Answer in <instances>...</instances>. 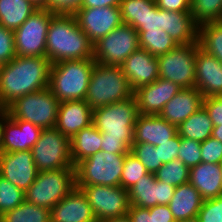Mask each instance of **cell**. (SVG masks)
<instances>
[{"label": "cell", "mask_w": 222, "mask_h": 222, "mask_svg": "<svg viewBox=\"0 0 222 222\" xmlns=\"http://www.w3.org/2000/svg\"><path fill=\"white\" fill-rule=\"evenodd\" d=\"M220 167H221V177H222V163L220 164Z\"/></svg>", "instance_id": "680465c9"}, {"label": "cell", "mask_w": 222, "mask_h": 222, "mask_svg": "<svg viewBox=\"0 0 222 222\" xmlns=\"http://www.w3.org/2000/svg\"><path fill=\"white\" fill-rule=\"evenodd\" d=\"M121 0H82L80 8L120 7Z\"/></svg>", "instance_id": "816d5d0a"}, {"label": "cell", "mask_w": 222, "mask_h": 222, "mask_svg": "<svg viewBox=\"0 0 222 222\" xmlns=\"http://www.w3.org/2000/svg\"><path fill=\"white\" fill-rule=\"evenodd\" d=\"M93 44L72 13H56L46 37V57L51 63L93 58Z\"/></svg>", "instance_id": "7a4b0ae2"}, {"label": "cell", "mask_w": 222, "mask_h": 222, "mask_svg": "<svg viewBox=\"0 0 222 222\" xmlns=\"http://www.w3.org/2000/svg\"><path fill=\"white\" fill-rule=\"evenodd\" d=\"M93 110L85 100L62 101L59 104L55 128L72 138L83 128L92 124Z\"/></svg>", "instance_id": "44dd1931"}, {"label": "cell", "mask_w": 222, "mask_h": 222, "mask_svg": "<svg viewBox=\"0 0 222 222\" xmlns=\"http://www.w3.org/2000/svg\"><path fill=\"white\" fill-rule=\"evenodd\" d=\"M130 152L139 159L149 173H156L163 165L159 161L158 150L148 143H133Z\"/></svg>", "instance_id": "ab89813d"}, {"label": "cell", "mask_w": 222, "mask_h": 222, "mask_svg": "<svg viewBox=\"0 0 222 222\" xmlns=\"http://www.w3.org/2000/svg\"><path fill=\"white\" fill-rule=\"evenodd\" d=\"M60 102L49 88L17 98L8 107L12 120H24L41 129L55 128Z\"/></svg>", "instance_id": "52a82bcc"}, {"label": "cell", "mask_w": 222, "mask_h": 222, "mask_svg": "<svg viewBox=\"0 0 222 222\" xmlns=\"http://www.w3.org/2000/svg\"><path fill=\"white\" fill-rule=\"evenodd\" d=\"M16 57L14 33L0 25V65Z\"/></svg>", "instance_id": "7bdbcfd3"}, {"label": "cell", "mask_w": 222, "mask_h": 222, "mask_svg": "<svg viewBox=\"0 0 222 222\" xmlns=\"http://www.w3.org/2000/svg\"><path fill=\"white\" fill-rule=\"evenodd\" d=\"M100 222H131L130 217L128 215L102 220Z\"/></svg>", "instance_id": "9f6ffc18"}, {"label": "cell", "mask_w": 222, "mask_h": 222, "mask_svg": "<svg viewBox=\"0 0 222 222\" xmlns=\"http://www.w3.org/2000/svg\"><path fill=\"white\" fill-rule=\"evenodd\" d=\"M51 222H97L88 199L76 186L50 210Z\"/></svg>", "instance_id": "ffe728a7"}, {"label": "cell", "mask_w": 222, "mask_h": 222, "mask_svg": "<svg viewBox=\"0 0 222 222\" xmlns=\"http://www.w3.org/2000/svg\"><path fill=\"white\" fill-rule=\"evenodd\" d=\"M211 136L222 143V122H218V126H214Z\"/></svg>", "instance_id": "db71d44e"}, {"label": "cell", "mask_w": 222, "mask_h": 222, "mask_svg": "<svg viewBox=\"0 0 222 222\" xmlns=\"http://www.w3.org/2000/svg\"><path fill=\"white\" fill-rule=\"evenodd\" d=\"M204 199L199 191L189 182L175 187V192L168 206L176 222L195 219Z\"/></svg>", "instance_id": "4316f807"}, {"label": "cell", "mask_w": 222, "mask_h": 222, "mask_svg": "<svg viewBox=\"0 0 222 222\" xmlns=\"http://www.w3.org/2000/svg\"><path fill=\"white\" fill-rule=\"evenodd\" d=\"M139 115L135 97L93 110L92 124L103 138H121L130 148L134 140V126Z\"/></svg>", "instance_id": "5b68a950"}, {"label": "cell", "mask_w": 222, "mask_h": 222, "mask_svg": "<svg viewBox=\"0 0 222 222\" xmlns=\"http://www.w3.org/2000/svg\"><path fill=\"white\" fill-rule=\"evenodd\" d=\"M127 215L131 222H176L168 205H156L150 208L129 206Z\"/></svg>", "instance_id": "d590c367"}, {"label": "cell", "mask_w": 222, "mask_h": 222, "mask_svg": "<svg viewBox=\"0 0 222 222\" xmlns=\"http://www.w3.org/2000/svg\"><path fill=\"white\" fill-rule=\"evenodd\" d=\"M189 183L200 193L204 200L222 195L220 164L201 162L190 168Z\"/></svg>", "instance_id": "484cf974"}, {"label": "cell", "mask_w": 222, "mask_h": 222, "mask_svg": "<svg viewBox=\"0 0 222 222\" xmlns=\"http://www.w3.org/2000/svg\"><path fill=\"white\" fill-rule=\"evenodd\" d=\"M161 29L160 9L155 5L152 11H148L143 26L138 27L137 31H149Z\"/></svg>", "instance_id": "f907efd6"}, {"label": "cell", "mask_w": 222, "mask_h": 222, "mask_svg": "<svg viewBox=\"0 0 222 222\" xmlns=\"http://www.w3.org/2000/svg\"><path fill=\"white\" fill-rule=\"evenodd\" d=\"M197 220L198 222H222V195L204 200Z\"/></svg>", "instance_id": "b9f144b4"}, {"label": "cell", "mask_w": 222, "mask_h": 222, "mask_svg": "<svg viewBox=\"0 0 222 222\" xmlns=\"http://www.w3.org/2000/svg\"><path fill=\"white\" fill-rule=\"evenodd\" d=\"M95 62L90 58L53 63L49 76V90L59 102L85 100Z\"/></svg>", "instance_id": "3957f363"}, {"label": "cell", "mask_w": 222, "mask_h": 222, "mask_svg": "<svg viewBox=\"0 0 222 222\" xmlns=\"http://www.w3.org/2000/svg\"><path fill=\"white\" fill-rule=\"evenodd\" d=\"M161 29L165 31L177 45L198 42L199 26L191 12H175L160 9Z\"/></svg>", "instance_id": "d4e9b609"}, {"label": "cell", "mask_w": 222, "mask_h": 222, "mask_svg": "<svg viewBox=\"0 0 222 222\" xmlns=\"http://www.w3.org/2000/svg\"><path fill=\"white\" fill-rule=\"evenodd\" d=\"M139 48L137 30L131 25L122 24L94 44L93 59L103 65L120 66Z\"/></svg>", "instance_id": "8fae6325"}, {"label": "cell", "mask_w": 222, "mask_h": 222, "mask_svg": "<svg viewBox=\"0 0 222 222\" xmlns=\"http://www.w3.org/2000/svg\"><path fill=\"white\" fill-rule=\"evenodd\" d=\"M159 9L175 12H191V0H155Z\"/></svg>", "instance_id": "c3c4849f"}, {"label": "cell", "mask_w": 222, "mask_h": 222, "mask_svg": "<svg viewBox=\"0 0 222 222\" xmlns=\"http://www.w3.org/2000/svg\"><path fill=\"white\" fill-rule=\"evenodd\" d=\"M52 63L47 57L16 56L0 65V107L49 85Z\"/></svg>", "instance_id": "6da1fadb"}, {"label": "cell", "mask_w": 222, "mask_h": 222, "mask_svg": "<svg viewBox=\"0 0 222 222\" xmlns=\"http://www.w3.org/2000/svg\"><path fill=\"white\" fill-rule=\"evenodd\" d=\"M213 128V122L206 109L202 106L179 125L178 134L181 138L203 142L211 137Z\"/></svg>", "instance_id": "f546056e"}, {"label": "cell", "mask_w": 222, "mask_h": 222, "mask_svg": "<svg viewBox=\"0 0 222 222\" xmlns=\"http://www.w3.org/2000/svg\"><path fill=\"white\" fill-rule=\"evenodd\" d=\"M178 222H198L197 218L185 221H178Z\"/></svg>", "instance_id": "6f0895ef"}, {"label": "cell", "mask_w": 222, "mask_h": 222, "mask_svg": "<svg viewBox=\"0 0 222 222\" xmlns=\"http://www.w3.org/2000/svg\"><path fill=\"white\" fill-rule=\"evenodd\" d=\"M181 89L177 84L160 77L151 84L139 87L134 91L139 114L159 115L164 105Z\"/></svg>", "instance_id": "e0dca14e"}, {"label": "cell", "mask_w": 222, "mask_h": 222, "mask_svg": "<svg viewBox=\"0 0 222 222\" xmlns=\"http://www.w3.org/2000/svg\"><path fill=\"white\" fill-rule=\"evenodd\" d=\"M204 96L197 88H182L170 101H168L159 116L167 122L179 127L193 113L203 106Z\"/></svg>", "instance_id": "7402d4cb"}, {"label": "cell", "mask_w": 222, "mask_h": 222, "mask_svg": "<svg viewBox=\"0 0 222 222\" xmlns=\"http://www.w3.org/2000/svg\"><path fill=\"white\" fill-rule=\"evenodd\" d=\"M82 0H49V10L56 13H73Z\"/></svg>", "instance_id": "681fc988"}, {"label": "cell", "mask_w": 222, "mask_h": 222, "mask_svg": "<svg viewBox=\"0 0 222 222\" xmlns=\"http://www.w3.org/2000/svg\"><path fill=\"white\" fill-rule=\"evenodd\" d=\"M97 222L127 215L129 210L128 191L121 186H81Z\"/></svg>", "instance_id": "4fadbf2b"}, {"label": "cell", "mask_w": 222, "mask_h": 222, "mask_svg": "<svg viewBox=\"0 0 222 222\" xmlns=\"http://www.w3.org/2000/svg\"><path fill=\"white\" fill-rule=\"evenodd\" d=\"M178 134V127L167 122L159 115L139 114L134 126L133 143L161 145Z\"/></svg>", "instance_id": "cb8c5ba5"}, {"label": "cell", "mask_w": 222, "mask_h": 222, "mask_svg": "<svg viewBox=\"0 0 222 222\" xmlns=\"http://www.w3.org/2000/svg\"><path fill=\"white\" fill-rule=\"evenodd\" d=\"M31 152L38 172L75 168L70 138L56 128L43 129Z\"/></svg>", "instance_id": "9c48e42d"}, {"label": "cell", "mask_w": 222, "mask_h": 222, "mask_svg": "<svg viewBox=\"0 0 222 222\" xmlns=\"http://www.w3.org/2000/svg\"><path fill=\"white\" fill-rule=\"evenodd\" d=\"M195 88L204 98L222 95V62L204 51L197 42Z\"/></svg>", "instance_id": "ac0fdd59"}, {"label": "cell", "mask_w": 222, "mask_h": 222, "mask_svg": "<svg viewBox=\"0 0 222 222\" xmlns=\"http://www.w3.org/2000/svg\"><path fill=\"white\" fill-rule=\"evenodd\" d=\"M201 153V162L222 163V143L212 136L201 142Z\"/></svg>", "instance_id": "ee69618b"}, {"label": "cell", "mask_w": 222, "mask_h": 222, "mask_svg": "<svg viewBox=\"0 0 222 222\" xmlns=\"http://www.w3.org/2000/svg\"><path fill=\"white\" fill-rule=\"evenodd\" d=\"M137 32L139 47L155 57L164 55L177 46L176 42L162 29Z\"/></svg>", "instance_id": "4dcf8cb0"}, {"label": "cell", "mask_w": 222, "mask_h": 222, "mask_svg": "<svg viewBox=\"0 0 222 222\" xmlns=\"http://www.w3.org/2000/svg\"><path fill=\"white\" fill-rule=\"evenodd\" d=\"M43 129L24 120L4 122L2 152L28 151L38 141Z\"/></svg>", "instance_id": "603a6c76"}, {"label": "cell", "mask_w": 222, "mask_h": 222, "mask_svg": "<svg viewBox=\"0 0 222 222\" xmlns=\"http://www.w3.org/2000/svg\"><path fill=\"white\" fill-rule=\"evenodd\" d=\"M37 174L31 150L0 153V175L24 192Z\"/></svg>", "instance_id": "9a60e30c"}, {"label": "cell", "mask_w": 222, "mask_h": 222, "mask_svg": "<svg viewBox=\"0 0 222 222\" xmlns=\"http://www.w3.org/2000/svg\"><path fill=\"white\" fill-rule=\"evenodd\" d=\"M102 133L93 125L83 128L70 139L73 166L101 151Z\"/></svg>", "instance_id": "83f0119b"}, {"label": "cell", "mask_w": 222, "mask_h": 222, "mask_svg": "<svg viewBox=\"0 0 222 222\" xmlns=\"http://www.w3.org/2000/svg\"><path fill=\"white\" fill-rule=\"evenodd\" d=\"M149 172L145 166L131 152L126 153L124 167L121 174V187L125 190L132 188L140 178L147 175Z\"/></svg>", "instance_id": "f35d334b"}, {"label": "cell", "mask_w": 222, "mask_h": 222, "mask_svg": "<svg viewBox=\"0 0 222 222\" xmlns=\"http://www.w3.org/2000/svg\"><path fill=\"white\" fill-rule=\"evenodd\" d=\"M191 15L198 26L222 21V0H191Z\"/></svg>", "instance_id": "e575fe53"}, {"label": "cell", "mask_w": 222, "mask_h": 222, "mask_svg": "<svg viewBox=\"0 0 222 222\" xmlns=\"http://www.w3.org/2000/svg\"><path fill=\"white\" fill-rule=\"evenodd\" d=\"M0 222H51L50 210L24 201L0 216Z\"/></svg>", "instance_id": "1f68e13d"}, {"label": "cell", "mask_w": 222, "mask_h": 222, "mask_svg": "<svg viewBox=\"0 0 222 222\" xmlns=\"http://www.w3.org/2000/svg\"><path fill=\"white\" fill-rule=\"evenodd\" d=\"M130 147L121 138H103L101 151L113 154H126L130 152Z\"/></svg>", "instance_id": "7dc6e473"}, {"label": "cell", "mask_w": 222, "mask_h": 222, "mask_svg": "<svg viewBox=\"0 0 222 222\" xmlns=\"http://www.w3.org/2000/svg\"><path fill=\"white\" fill-rule=\"evenodd\" d=\"M201 142L181 138L180 150L178 153V159L181 160L187 167L201 163Z\"/></svg>", "instance_id": "60d3db41"}, {"label": "cell", "mask_w": 222, "mask_h": 222, "mask_svg": "<svg viewBox=\"0 0 222 222\" xmlns=\"http://www.w3.org/2000/svg\"><path fill=\"white\" fill-rule=\"evenodd\" d=\"M120 66L134 91L159 78L158 58L141 48L128 56Z\"/></svg>", "instance_id": "d6986e66"}, {"label": "cell", "mask_w": 222, "mask_h": 222, "mask_svg": "<svg viewBox=\"0 0 222 222\" xmlns=\"http://www.w3.org/2000/svg\"><path fill=\"white\" fill-rule=\"evenodd\" d=\"M197 42L177 45L158 58L159 77L181 88L195 87Z\"/></svg>", "instance_id": "7c38bea8"}, {"label": "cell", "mask_w": 222, "mask_h": 222, "mask_svg": "<svg viewBox=\"0 0 222 222\" xmlns=\"http://www.w3.org/2000/svg\"><path fill=\"white\" fill-rule=\"evenodd\" d=\"M203 107L209 114L214 126H218V122H222V95L204 98Z\"/></svg>", "instance_id": "bcb514c9"}, {"label": "cell", "mask_w": 222, "mask_h": 222, "mask_svg": "<svg viewBox=\"0 0 222 222\" xmlns=\"http://www.w3.org/2000/svg\"><path fill=\"white\" fill-rule=\"evenodd\" d=\"M8 117V109L6 107H0V153L2 152L4 122Z\"/></svg>", "instance_id": "f5cc1de1"}, {"label": "cell", "mask_w": 222, "mask_h": 222, "mask_svg": "<svg viewBox=\"0 0 222 222\" xmlns=\"http://www.w3.org/2000/svg\"><path fill=\"white\" fill-rule=\"evenodd\" d=\"M76 186L75 168L38 172L25 201L51 210Z\"/></svg>", "instance_id": "ba28073f"}, {"label": "cell", "mask_w": 222, "mask_h": 222, "mask_svg": "<svg viewBox=\"0 0 222 222\" xmlns=\"http://www.w3.org/2000/svg\"><path fill=\"white\" fill-rule=\"evenodd\" d=\"M55 14L49 9H38L13 31L16 56L46 57V37Z\"/></svg>", "instance_id": "30bf717a"}, {"label": "cell", "mask_w": 222, "mask_h": 222, "mask_svg": "<svg viewBox=\"0 0 222 222\" xmlns=\"http://www.w3.org/2000/svg\"><path fill=\"white\" fill-rule=\"evenodd\" d=\"M72 14L93 45L123 24L120 7L78 8Z\"/></svg>", "instance_id": "5bb4252c"}, {"label": "cell", "mask_w": 222, "mask_h": 222, "mask_svg": "<svg viewBox=\"0 0 222 222\" xmlns=\"http://www.w3.org/2000/svg\"><path fill=\"white\" fill-rule=\"evenodd\" d=\"M198 42L204 51L222 62V21L200 25Z\"/></svg>", "instance_id": "d6a6232c"}, {"label": "cell", "mask_w": 222, "mask_h": 222, "mask_svg": "<svg viewBox=\"0 0 222 222\" xmlns=\"http://www.w3.org/2000/svg\"><path fill=\"white\" fill-rule=\"evenodd\" d=\"M133 96L134 90L121 66L95 62L85 98L92 110Z\"/></svg>", "instance_id": "277c9868"}, {"label": "cell", "mask_w": 222, "mask_h": 222, "mask_svg": "<svg viewBox=\"0 0 222 222\" xmlns=\"http://www.w3.org/2000/svg\"><path fill=\"white\" fill-rule=\"evenodd\" d=\"M174 192L175 186L156 180L154 173H148L128 190L129 203L142 208L168 205Z\"/></svg>", "instance_id": "2e32d148"}, {"label": "cell", "mask_w": 222, "mask_h": 222, "mask_svg": "<svg viewBox=\"0 0 222 222\" xmlns=\"http://www.w3.org/2000/svg\"><path fill=\"white\" fill-rule=\"evenodd\" d=\"M126 154L98 151L75 166L76 187L103 185L121 186Z\"/></svg>", "instance_id": "8992f818"}, {"label": "cell", "mask_w": 222, "mask_h": 222, "mask_svg": "<svg viewBox=\"0 0 222 222\" xmlns=\"http://www.w3.org/2000/svg\"><path fill=\"white\" fill-rule=\"evenodd\" d=\"M181 137L177 134L174 138L155 146L158 150L159 161L163 164L178 158Z\"/></svg>", "instance_id": "f6af8a7d"}, {"label": "cell", "mask_w": 222, "mask_h": 222, "mask_svg": "<svg viewBox=\"0 0 222 222\" xmlns=\"http://www.w3.org/2000/svg\"><path fill=\"white\" fill-rule=\"evenodd\" d=\"M39 9H49V0H29Z\"/></svg>", "instance_id": "11a10c76"}, {"label": "cell", "mask_w": 222, "mask_h": 222, "mask_svg": "<svg viewBox=\"0 0 222 222\" xmlns=\"http://www.w3.org/2000/svg\"><path fill=\"white\" fill-rule=\"evenodd\" d=\"M189 174L190 168L177 158L163 164L155 173V178L167 185L177 187L189 182Z\"/></svg>", "instance_id": "8d00e7d4"}, {"label": "cell", "mask_w": 222, "mask_h": 222, "mask_svg": "<svg viewBox=\"0 0 222 222\" xmlns=\"http://www.w3.org/2000/svg\"><path fill=\"white\" fill-rule=\"evenodd\" d=\"M38 9L29 0H0V25L15 31Z\"/></svg>", "instance_id": "f1b7e54d"}, {"label": "cell", "mask_w": 222, "mask_h": 222, "mask_svg": "<svg viewBox=\"0 0 222 222\" xmlns=\"http://www.w3.org/2000/svg\"><path fill=\"white\" fill-rule=\"evenodd\" d=\"M25 201V192L0 175V216Z\"/></svg>", "instance_id": "74e56055"}, {"label": "cell", "mask_w": 222, "mask_h": 222, "mask_svg": "<svg viewBox=\"0 0 222 222\" xmlns=\"http://www.w3.org/2000/svg\"><path fill=\"white\" fill-rule=\"evenodd\" d=\"M155 0H121L120 11L123 24L137 29L143 26L148 11L155 7Z\"/></svg>", "instance_id": "836d02e7"}]
</instances>
